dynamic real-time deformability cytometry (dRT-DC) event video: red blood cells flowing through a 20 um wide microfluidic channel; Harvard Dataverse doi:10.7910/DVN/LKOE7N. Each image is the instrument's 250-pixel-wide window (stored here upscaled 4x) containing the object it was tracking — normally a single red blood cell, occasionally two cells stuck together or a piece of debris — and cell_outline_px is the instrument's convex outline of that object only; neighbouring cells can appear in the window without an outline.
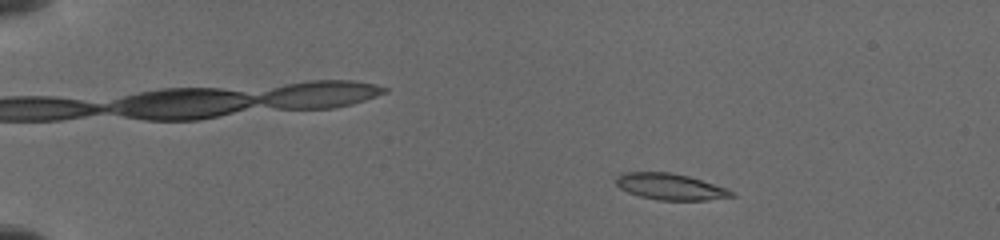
{"species": "common noctule bat (a hibernating species)", "species_latin": "Nyctalus noctula", "temperature_condition": "cold", "stored_images_in_passage": 54, "camera_frame_rate_fps": 3000, "um_per_image_px": 0.085, "animal": {"sex": "female", "body_mass_g": 19.5, "forearm_length_mm": 54.1}, "frame": {"image": 1, "passage_image": 7, "time_ms": 2.667, "image_size_px": [1000, 240], "cell_outline_px": [[736, 196], [704, 200], [660, 200], [640, 196], [628, 192], [620, 188], [616, 184], [616, 176], [624, 172], [668, 172], [688, 176], [728, 188], [736, 192]], "centroid_in_image_um": [57.0, 15.86], "position_along_channel_um": 28.0, "area_um2": 17.69}}
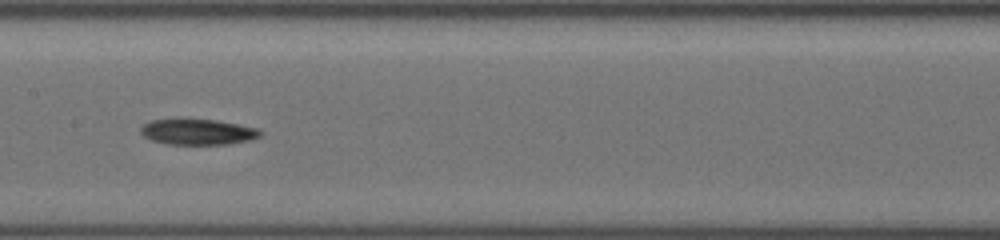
{"frame": {"image": 2, "passage_image": 27, "time_ms": 9.333, "image_size_px": [1000, 240], "cell_outline_px": [[264, 132], [260, 136], [252, 140], [228, 144], [168, 144], [152, 140], [144, 136], [140, 132], [140, 128], [144, 124], [152, 120], [176, 116], [216, 120], [256, 128]], "centroid_in_image_um": [16.77, 11.17], "position_along_channel_um": 190.6, "area_um2": 18.55}}
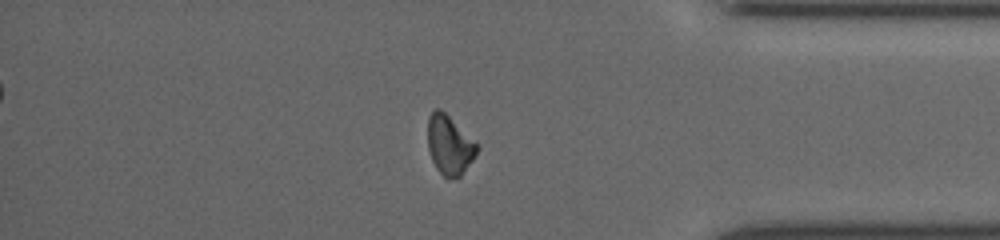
{"frame": {"image": 3, "passage_image": 46, "time_ms": 15.0, "image_size_px": [1000, 240], "cell_outline_px": [[480, 148], [472, 160], [460, 176], [448, 180], [436, 168], [432, 160], [428, 148], [428, 116], [436, 108], [440, 108], [480, 144]], "centroid_in_image_um": [38.23, 12.32], "position_along_channel_um": 397.0, "area_um2": 17.17}}